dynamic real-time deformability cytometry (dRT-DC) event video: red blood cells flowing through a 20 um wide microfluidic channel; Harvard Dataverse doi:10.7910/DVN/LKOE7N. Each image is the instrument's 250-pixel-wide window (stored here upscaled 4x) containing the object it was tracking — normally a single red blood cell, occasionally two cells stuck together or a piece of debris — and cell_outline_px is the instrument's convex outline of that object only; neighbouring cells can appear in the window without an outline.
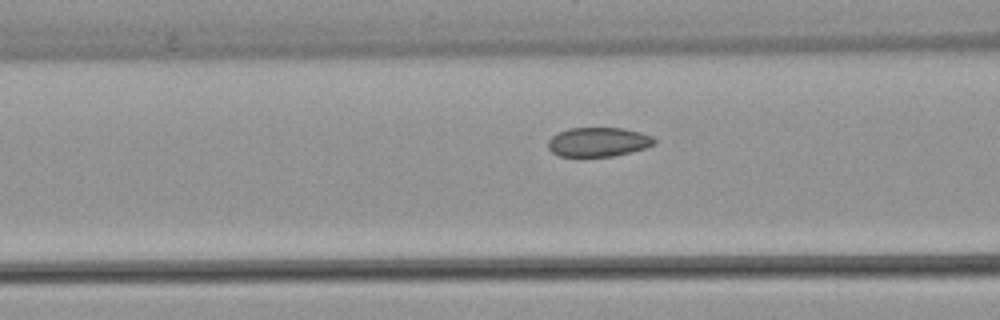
{"species": "common noctule bat (a hibernating species)", "species_latin": "Nyctalus noctula", "temperature_condition": "warm", "stored_images_in_passage": 38, "camera_frame_rate_fps": 3000, "um_per_image_px": 0.085, "animal": {"sex": "female", "body_mass_g": 22.7, "forearm_length_mm": 54.2}, "frame": {"image": 1, "passage_image": 17, "time_ms": 5.333, "image_size_px": [1000, 320], "cell_outline_px": [[656, 144], [644, 148], [612, 156], [576, 160], [560, 156], [552, 152], [548, 148], [548, 140], [552, 136], [568, 128], [624, 128], [640, 132], [652, 136], [656, 140]], "centroid_in_image_um": [50.8, 12.11], "position_along_channel_um": 115.8, "area_um2": 18.73}}
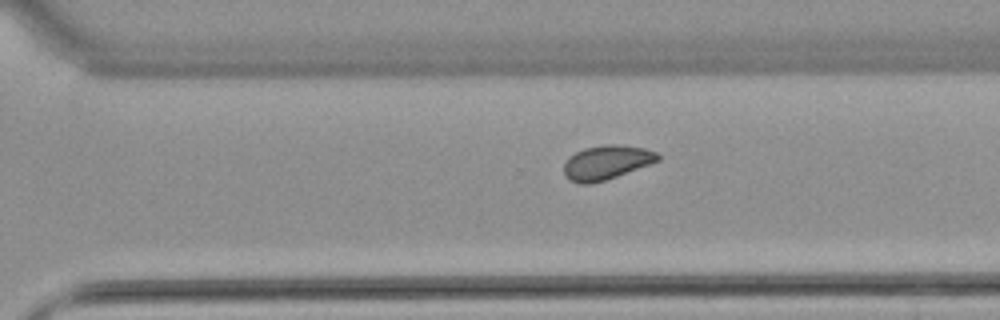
{"frame": {"image": 2, "passage_image": 33, "time_ms": 10.667, "image_size_px": [1000, 320], "cell_outline_px": [[660, 160], [616, 176], [604, 180], [588, 184], [580, 184], [568, 180], [564, 176], [564, 164], [568, 156], [584, 148], [608, 144], [616, 144], [644, 148], [656, 152], [660, 156]], "centroid_in_image_um": [51.51, 13.8], "position_along_channel_um": 319.1, "area_um2": 18.61}}